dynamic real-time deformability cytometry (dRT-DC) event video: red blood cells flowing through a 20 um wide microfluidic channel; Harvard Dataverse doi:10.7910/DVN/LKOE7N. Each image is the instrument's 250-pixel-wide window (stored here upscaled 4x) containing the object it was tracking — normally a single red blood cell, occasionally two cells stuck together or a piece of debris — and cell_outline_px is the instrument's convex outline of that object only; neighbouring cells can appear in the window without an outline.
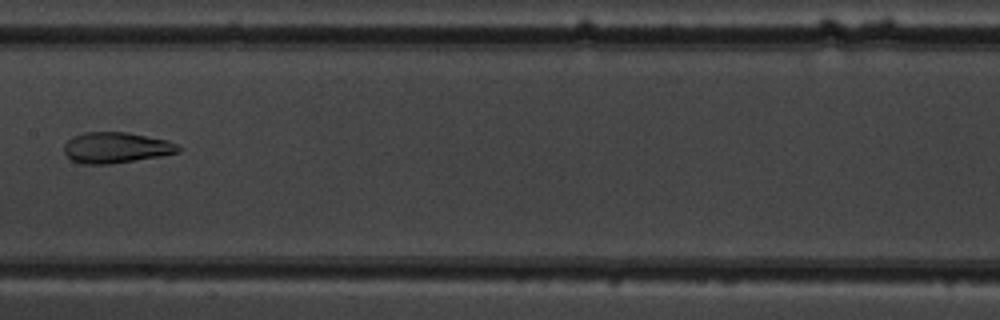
{"species": "common noctule bat (a hibernating species)", "species_latin": "Nyctalus noctula", "temperature_condition": "warm", "stored_images_in_passage": 5, "camera_frame_rate_fps": 3000, "um_per_image_px": 0.085, "animal": {"sex": "male", "body_mass_g": 19.5, "forearm_length_mm": 54.6}, "frame": {"image": 1, "passage_image": 5, "time_ms": 4.333, "image_size_px": [1000, 320], "cell_outline_px": [[180, 152], [160, 156], [108, 164], [80, 164], [72, 160], [64, 152], [64, 144], [72, 136], [84, 132], [128, 132], [168, 140], [176, 144], [180, 148]], "centroid_in_image_um": [9.84, 12.54], "position_along_channel_um": 197.6, "area_um2": 20.52}}